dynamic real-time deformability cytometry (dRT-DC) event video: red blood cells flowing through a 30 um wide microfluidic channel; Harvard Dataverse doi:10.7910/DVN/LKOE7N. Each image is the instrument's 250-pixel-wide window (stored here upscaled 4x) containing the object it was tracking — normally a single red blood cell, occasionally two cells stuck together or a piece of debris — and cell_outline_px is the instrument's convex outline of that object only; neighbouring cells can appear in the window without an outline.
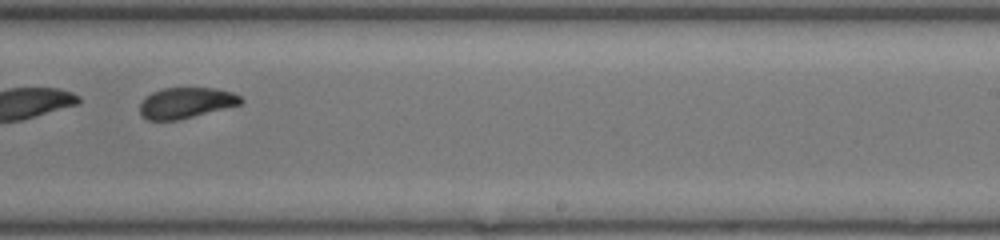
{"species": "common noctule bat (a hibernating species)", "species_latin": "Nyctalus noctula", "temperature_condition": "room temperature", "stored_images_in_passage": 39, "segment_of_instrument_passage": [2, 2], "camera_frame_rate_fps": 3000, "um_per_image_px": 0.085, "animal": {"sex": "female", "body_mass_g": 17.0, "forearm_length_mm": 48.0}, "frame": {"image": 1, "passage_image": 22, "time_ms": 7.0, "image_size_px": [1000, 240], "cell_outline_px": [[244, 100], [240, 104], [180, 120], [148, 120], [140, 116], [140, 104], [152, 92], [164, 88], [216, 88], [232, 92], [240, 96]], "centroid_in_image_um": [15.81, 8.75], "position_along_channel_um": 273.2, "area_um2": 18.03}}
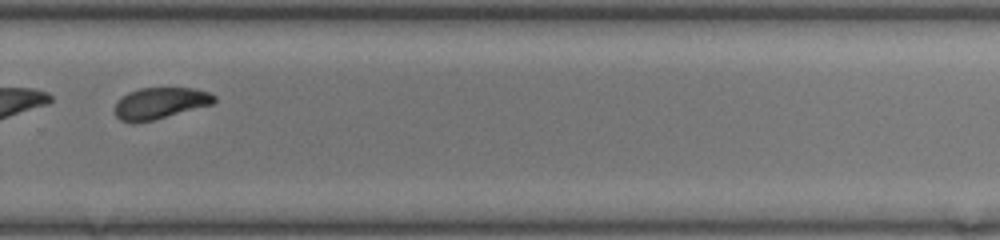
{"frame": {"image": 2, "passage_image": 25, "time_ms": 8.0, "image_size_px": [1000, 240], "cell_outline_px": [[216, 100], [212, 104], [152, 120], [136, 124], [132, 124], [120, 120], [116, 116], [116, 104], [128, 92], [140, 88], [192, 88], [208, 92], [216, 96]], "centroid_in_image_um": [13.6, 8.78], "position_along_channel_um": 316.2, "area_um2": 17.98}}